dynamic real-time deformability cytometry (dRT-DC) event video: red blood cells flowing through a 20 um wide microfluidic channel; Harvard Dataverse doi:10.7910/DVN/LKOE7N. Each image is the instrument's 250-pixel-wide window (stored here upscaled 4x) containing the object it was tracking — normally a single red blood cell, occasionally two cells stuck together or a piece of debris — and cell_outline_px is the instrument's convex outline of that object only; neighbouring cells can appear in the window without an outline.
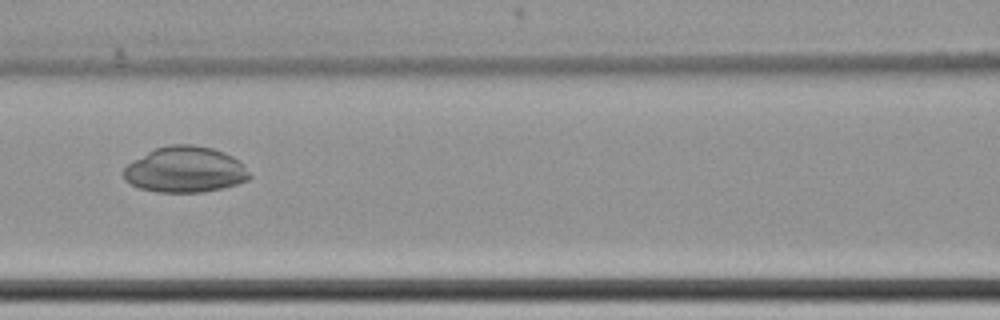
{"species": "common noctule bat (a hibernating species)", "species_latin": "Nyctalus noctula", "temperature_condition": "cold", "stored_images_in_passage": 42, "camera_frame_rate_fps": 3000, "um_per_image_px": 0.085, "animal": {"sex": "female", "body_mass_g": 22.7, "forearm_length_mm": 54.2}, "frame": {"image": 1, "passage_image": 10, "time_ms": 3.0, "image_size_px": [1000, 320], "cell_outline_px": [[252, 176], [248, 180], [224, 188], [200, 192], [156, 192], [140, 188], [124, 180], [124, 168], [132, 160], [156, 148], [168, 144], [192, 144], [212, 148], [224, 152], [232, 156], [244, 164]], "centroid_in_image_um": [15.75, 14.41], "position_along_channel_um": 150.8, "area_um2": 33.76}}
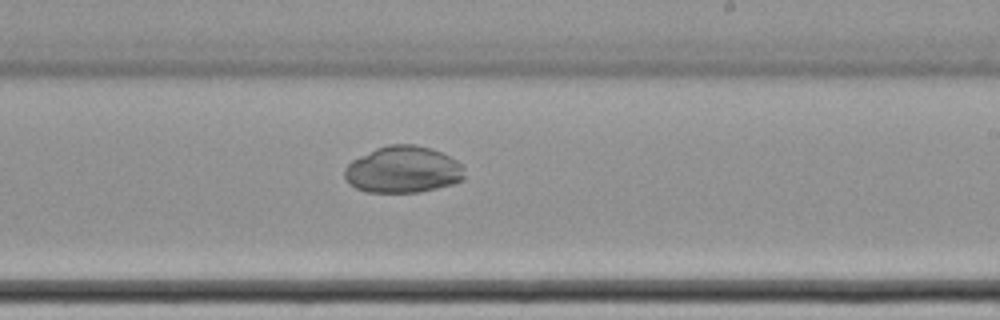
{"frame": {"image": 2, "passage_image": 19, "time_ms": 6.0, "image_size_px": [1000, 320], "cell_outline_px": [[464, 180], [452, 184], [420, 192], [364, 192], [348, 184], [344, 176], [344, 168], [352, 160], [376, 148], [388, 144], [416, 144], [432, 148], [464, 164]], "centroid_in_image_um": [34.26, 14.42], "position_along_channel_um": 254.7, "area_um2": 32.95}}
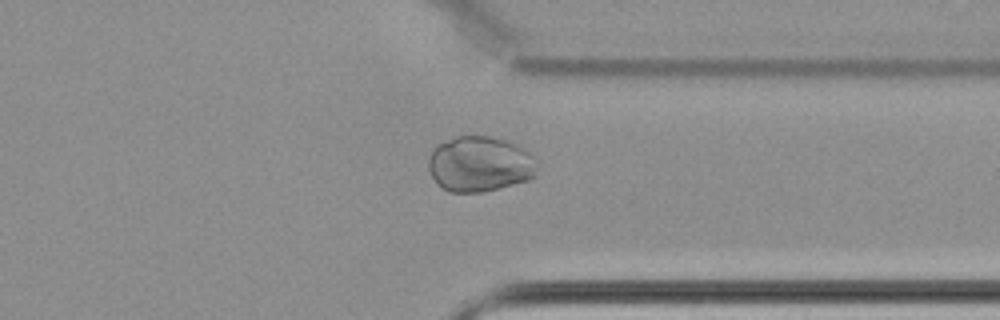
{"frame": {"image": 3, "passage_image": 29, "time_ms": 9.333, "image_size_px": [1000, 320], "cell_outline_px": [[536, 176], [528, 180], [484, 192], [448, 192], [436, 184], [428, 168], [428, 160], [432, 148], [436, 144], [456, 136], [488, 136], [504, 140], [516, 144], [524, 148], [532, 156], [536, 164]], "centroid_in_image_um": [40.74, 13.95], "position_along_channel_um": 370.7, "area_um2": 35.37}}